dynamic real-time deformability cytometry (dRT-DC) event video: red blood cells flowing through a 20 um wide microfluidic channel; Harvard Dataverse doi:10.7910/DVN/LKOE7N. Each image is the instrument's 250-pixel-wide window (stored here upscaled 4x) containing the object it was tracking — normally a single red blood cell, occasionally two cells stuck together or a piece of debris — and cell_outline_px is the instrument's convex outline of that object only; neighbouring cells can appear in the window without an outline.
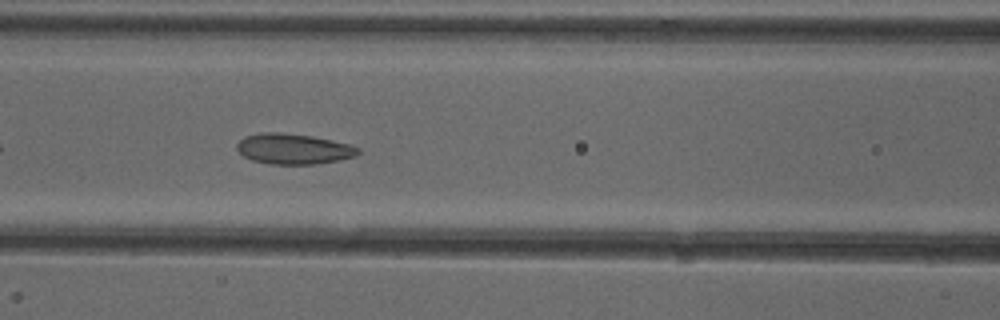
{"species": "common noctule bat (a hibernating species)", "species_latin": "Nyctalus noctula", "temperature_condition": "cold", "stored_images_in_passage": 29, "camera_frame_rate_fps": 3000, "um_per_image_px": 0.085, "animal": {"sex": "female"}, "frame": {"image": 1, "passage_image": 9, "time_ms": 2.667, "image_size_px": [1000, 320], "cell_outline_px": [[360, 152], [356, 156], [340, 160], [316, 164], [268, 164], [252, 160], [244, 156], [236, 148], [236, 144], [244, 136], [260, 132], [280, 132], [312, 136], [332, 140], [348, 144], [360, 148]], "centroid_in_image_um": [24.94, 12.65], "position_along_channel_um": 141.7, "area_um2": 21.68}}
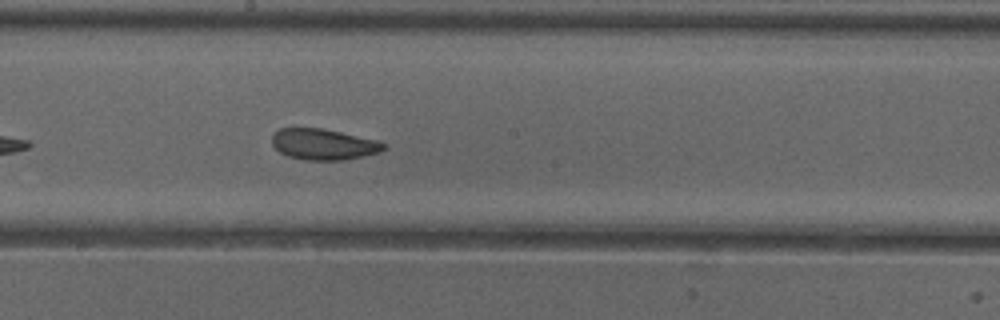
{"frame": {"image": 2, "passage_image": 15, "time_ms": 4.667, "image_size_px": [1000, 320], "cell_outline_px": [[388, 148], [380, 152], [364, 156], [344, 160], [304, 160], [288, 156], [280, 152], [272, 144], [272, 136], [280, 128], [324, 128], [376, 140], [388, 144]], "centroid_in_image_um": [27.54, 12.27], "position_along_channel_um": 220.7, "area_um2": 20.29}}
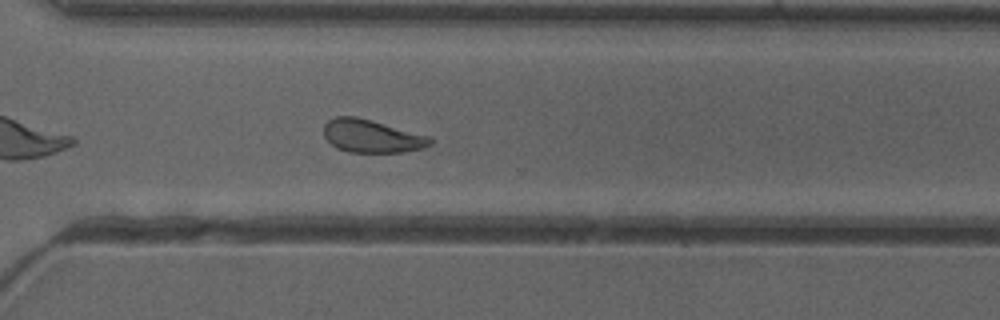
{"frame": {"image": 3, "passage_image": 24, "time_ms": 7.667, "image_size_px": [1000, 320], "cell_outline_px": [[432, 144], [424, 148], [400, 152], [348, 152], [336, 148], [324, 136], [324, 124], [328, 120], [336, 116], [356, 116], [372, 120], [432, 136]], "centroid_in_image_um": [31.62, 11.56], "position_along_channel_um": 339.0, "area_um2": 20.63}, "authors_computed_cell_mechanics": {"area_um2": 20.6924, "velocity_mm_per_s": 3.9632, "shape_relaxation_time_tau1_ms": null, "shape_relaxation_time_tau2_ms": 2.2665, "deformation_change_tau1": null, "deformation_change_tau2": 0.0946}}